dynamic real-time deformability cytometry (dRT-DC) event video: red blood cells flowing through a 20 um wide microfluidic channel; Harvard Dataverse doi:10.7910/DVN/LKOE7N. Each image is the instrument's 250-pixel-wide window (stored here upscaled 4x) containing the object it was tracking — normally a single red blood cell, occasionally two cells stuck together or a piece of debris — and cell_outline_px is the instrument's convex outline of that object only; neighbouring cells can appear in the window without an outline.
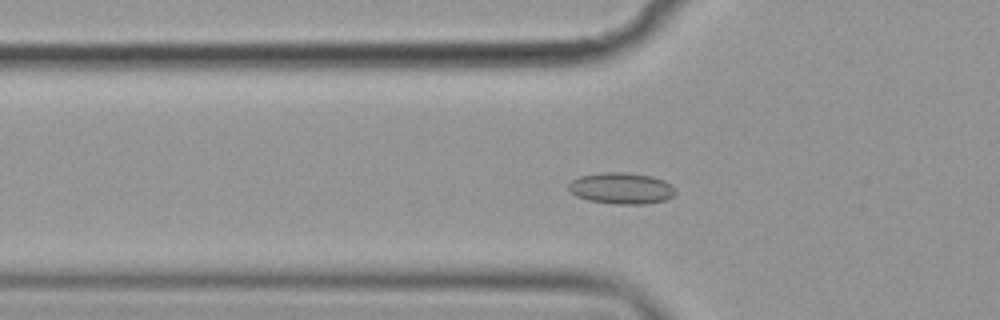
{"species": "common noctule bat (a hibernating species)", "species_latin": "Nyctalus noctula", "temperature_condition": "cold", "stored_images_in_passage": 58, "camera_frame_rate_fps": 3000, "um_per_image_px": 0.085, "animal": {"sex": "female", "body_mass_g": 19.9}, "frame": {"image": 1, "passage_image": 20, "time_ms": 6.333, "image_size_px": [1000, 320], "cell_outline_px": [[676, 192], [672, 196], [664, 200], [644, 204], [616, 204], [588, 200], [576, 196], [568, 192], [568, 184], [572, 180], [580, 176], [604, 172], [624, 172], [652, 176], [664, 180], [672, 184], [676, 188]], "centroid_in_image_um": [52.81, 16.0], "position_along_channel_um": 73.0, "area_um2": 19.65}}
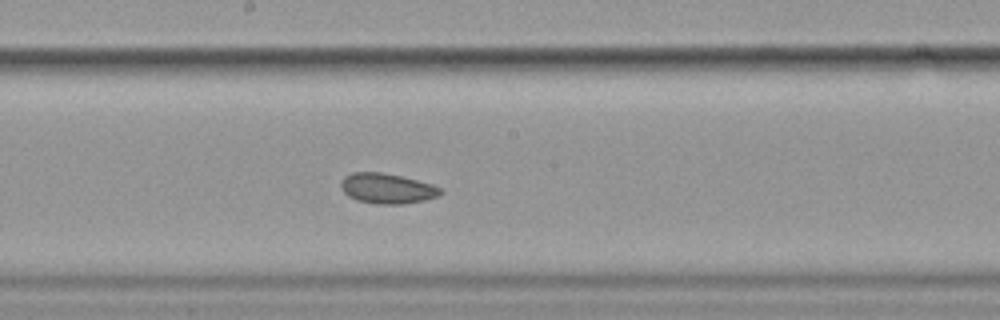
{"frame": {"image": 2, "passage_image": 32, "time_ms": 10.333, "image_size_px": [1000, 320], "cell_outline_px": [[444, 192], [440, 196], [424, 200], [400, 204], [376, 204], [356, 200], [348, 196], [340, 188], [340, 180], [344, 176], [352, 172], [380, 172], [400, 176], [432, 184], [440, 188]], "centroid_in_image_um": [32.87, 16.02], "position_along_channel_um": 215.3, "area_um2": 17.63}}
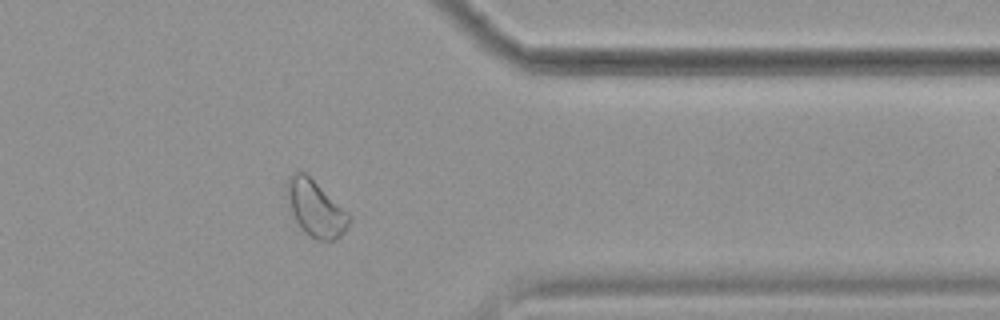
{"frame": {"image": 3, "passage_image": 47, "time_ms": 15.333, "image_size_px": [1000, 320], "cell_outline_px": [[352, 220], [344, 232], [336, 240], [316, 240], [308, 236], [304, 232], [296, 220], [292, 212], [288, 196], [288, 176], [292, 172], [304, 172], [348, 212], [352, 216]], "centroid_in_image_um": [26.87, 17.76], "position_along_channel_um": 384.5, "area_um2": 19.94}, "authors_computed_cell_mechanics": {"area_um2": 19.2185, "velocity_mm_per_s": 3.5616, "shape_relaxation_time_tau1_ms": 9.4189, "shape_relaxation_time_tau2_ms": 4.7855, "deformation_change_tau1": 0.0751, "deformation_change_tau2": 0.0873}}